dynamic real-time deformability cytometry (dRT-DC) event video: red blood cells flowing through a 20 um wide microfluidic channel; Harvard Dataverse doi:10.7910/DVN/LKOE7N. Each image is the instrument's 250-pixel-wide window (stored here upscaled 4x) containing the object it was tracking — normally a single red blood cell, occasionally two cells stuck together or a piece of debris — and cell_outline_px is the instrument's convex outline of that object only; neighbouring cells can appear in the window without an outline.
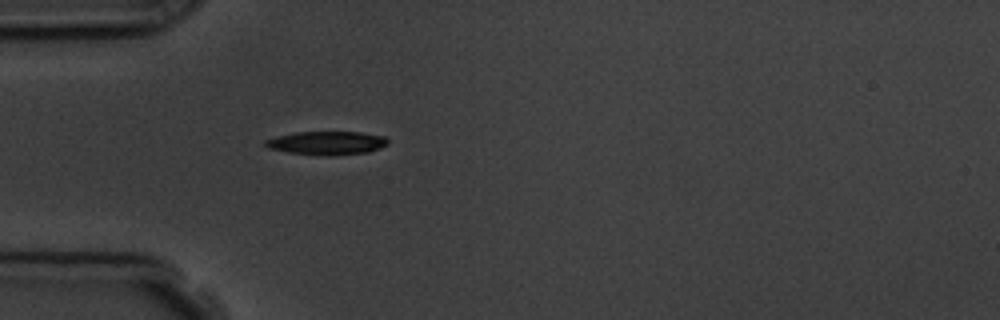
{"species": "common noctule bat (a hibernating species)", "species_latin": "Nyctalus noctula", "temperature_condition": "room temperature", "stored_images_in_passage": 2, "camera_frame_rate_fps": 3000, "um_per_image_px": 0.085, "animal": {"sex": "male", "body_mass_g": 19.5, "forearm_length_mm": 54.6}, "frame": {"image": 1, "passage_image": 2, "time_ms": 1.333, "image_size_px": [1000, 320], "cell_outline_px": [[388, 144], [368, 152], [332, 156], [324, 156], [288, 152], [268, 148], [264, 144], [264, 140], [276, 136], [296, 132], [360, 132], [384, 136], [388, 140]], "centroid_in_image_um": [27.76, 12.16], "position_along_channel_um": 57.2, "area_um2": 16.82}}